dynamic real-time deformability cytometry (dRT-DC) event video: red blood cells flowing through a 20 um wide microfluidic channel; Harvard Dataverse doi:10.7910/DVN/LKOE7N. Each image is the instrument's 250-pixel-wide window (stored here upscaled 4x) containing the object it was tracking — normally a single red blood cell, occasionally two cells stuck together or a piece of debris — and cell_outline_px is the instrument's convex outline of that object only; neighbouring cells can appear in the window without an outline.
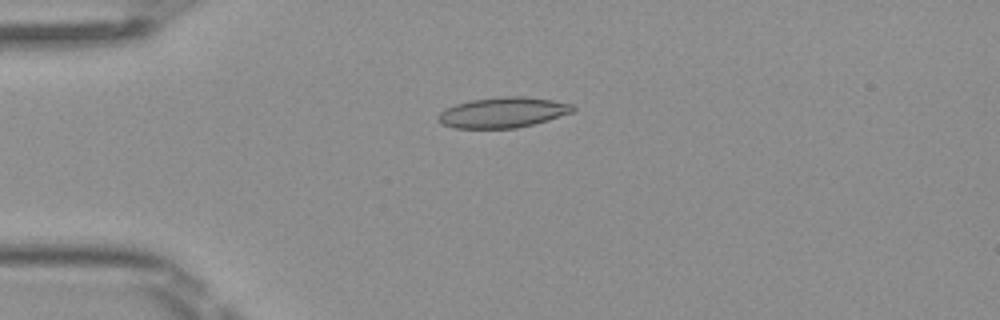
{"species": "Egyptian fruit bat (a non-hibernating species)", "species_latin": "Rousettus aegyptiacus", "temperature_condition": "room temperature", "stored_images_in_passage": 6, "camera_frame_rate_fps": 3000, "um_per_image_px": 0.085, "frame": {"image": 1, "passage_image": 3, "time_ms": 0.667, "image_size_px": [1000, 320], "cell_outline_px": [[576, 112], [548, 120], [516, 128], [452, 128], [440, 124], [436, 120], [436, 116], [444, 108], [456, 104], [472, 100], [500, 96], [524, 96], [552, 100], [572, 104], [576, 108]], "centroid_in_image_um": [42.73, 9.56], "position_along_channel_um": 42.3, "area_um2": 24.22}}
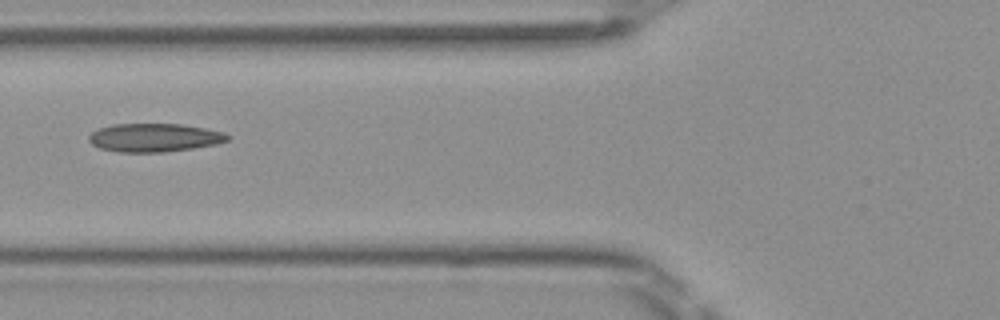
{"frame": {"image": 2, "passage_image": 5, "time_ms": 1.333, "image_size_px": [1000, 320], "cell_outline_px": [[232, 136], [228, 140], [216, 144], [192, 148], [164, 152], [120, 152], [100, 148], [92, 144], [88, 140], [88, 136], [92, 132], [100, 128], [112, 124], [180, 124], [204, 128], [224, 132]], "centroid_in_image_um": [13.12, 11.69], "position_along_channel_um": 112.7, "area_um2": 22.89}}
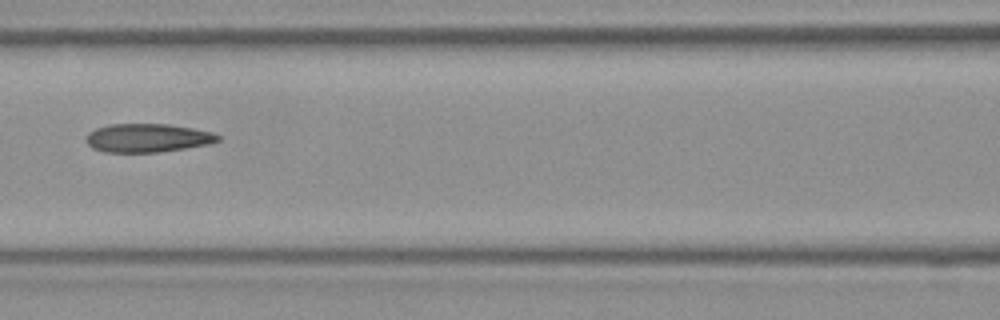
{"frame": {"image": 3, "passage_image": 6, "time_ms": 1.667, "image_size_px": [1000, 320], "cell_outline_px": [[220, 140], [208, 144], [160, 152], [104, 152], [92, 148], [84, 140], [88, 132], [96, 128], [108, 124], [168, 124], [192, 128], [212, 132], [220, 136]], "centroid_in_image_um": [12.5, 11.72], "position_along_channel_um": 154.1, "area_um2": 21.96}}